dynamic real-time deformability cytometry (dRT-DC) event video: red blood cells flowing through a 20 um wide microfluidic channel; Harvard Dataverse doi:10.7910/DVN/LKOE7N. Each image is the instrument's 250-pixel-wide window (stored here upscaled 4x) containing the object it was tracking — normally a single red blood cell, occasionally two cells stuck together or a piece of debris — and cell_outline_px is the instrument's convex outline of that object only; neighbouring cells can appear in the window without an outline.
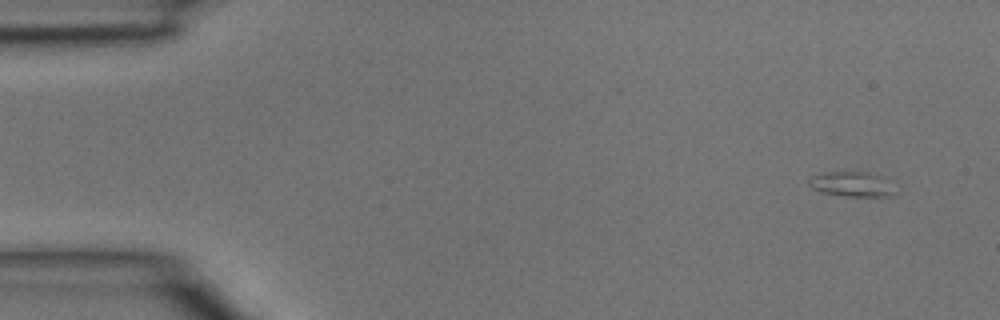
{"species": "common noctule bat (a hibernating species)", "species_latin": "Nyctalus noctula", "temperature_condition": "room temperature", "stored_images_in_passage": 3, "camera_frame_rate_fps": 3000, "um_per_image_px": 0.085, "animal": {"sex": "male", "body_mass_g": 15.6}, "frame": {"image": 1, "passage_image": 1, "time_ms": 0.0, "image_size_px": [1000, 320], "cell_outline_px": [[892, 192], [888, 196], [844, 196], [820, 192], [812, 188], [808, 184], [808, 180], [812, 176], [828, 172], [868, 172], [880, 176]], "centroid_in_image_um": [72.25, 15.65], "position_along_channel_um": 12.8, "area_um2": 11.91}}